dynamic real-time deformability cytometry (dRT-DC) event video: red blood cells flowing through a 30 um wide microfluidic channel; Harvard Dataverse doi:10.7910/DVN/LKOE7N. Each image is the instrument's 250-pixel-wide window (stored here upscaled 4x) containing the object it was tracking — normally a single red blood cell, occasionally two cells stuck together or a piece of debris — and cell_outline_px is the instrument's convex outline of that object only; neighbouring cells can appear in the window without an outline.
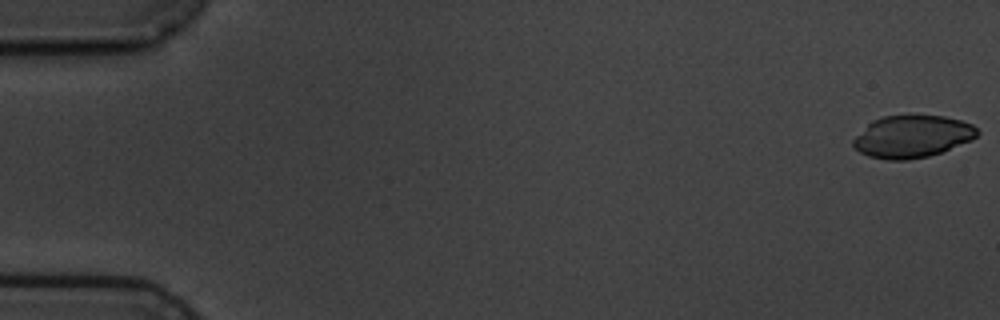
{"species": "common noctule bat (a hibernating species)", "species_latin": "Nyctalus noctula", "temperature_condition": "cold", "stored_images_in_passage": 5, "camera_frame_rate_fps": 3000, "um_per_image_px": 0.085, "animal": {"sex": "male", "body_mass_g": 19.5, "forearm_length_mm": 54.6}, "frame": {"image": 1, "passage_image": 1, "time_ms": 0.0, "image_size_px": [1000, 320], "cell_outline_px": [[980, 132], [972, 140], [940, 152], [928, 156], [908, 160], [888, 160], [868, 156], [860, 152], [852, 144], [852, 140], [872, 120], [884, 116], [912, 112], [944, 116], [960, 120], [972, 124]], "centroid_in_image_um": [77.54, 11.56], "position_along_channel_um": 7.5, "area_um2": 31.15}}